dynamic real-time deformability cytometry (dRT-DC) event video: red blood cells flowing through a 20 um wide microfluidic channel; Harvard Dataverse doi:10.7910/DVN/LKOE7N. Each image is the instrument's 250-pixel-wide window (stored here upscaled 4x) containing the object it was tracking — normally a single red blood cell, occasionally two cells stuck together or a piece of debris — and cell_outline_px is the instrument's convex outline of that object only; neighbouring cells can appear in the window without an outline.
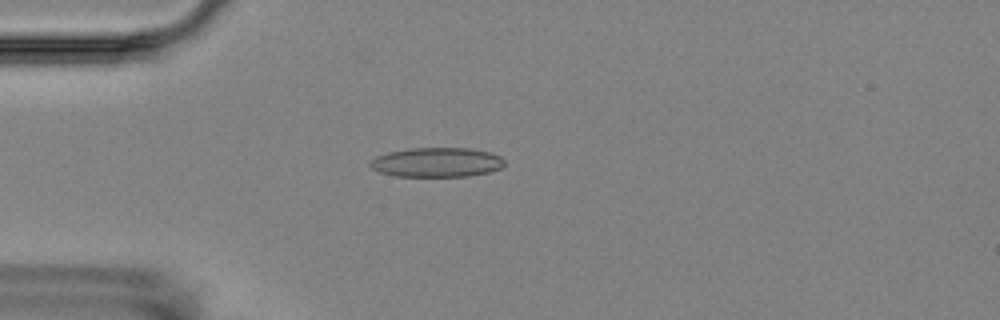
{"species": "Egyptian fruit bat (a non-hibernating species)", "species_latin": "Rousettus aegyptiacus", "temperature_condition": "room temperature", "stored_images_in_passage": 3, "camera_frame_rate_fps": 3000, "um_per_image_px": 0.085, "animal": {"sex": "female"}, "frame": {"image": 1, "passage_image": 3, "time_ms": 3.0, "image_size_px": [1000, 320], "cell_outline_px": [[504, 164], [500, 168], [488, 172], [468, 176], [396, 176], [380, 172], [372, 168], [368, 164], [376, 156], [388, 152], [412, 148], [468, 148], [492, 152], [500, 156], [504, 160]], "centroid_in_image_um": [37.13, 13.79], "position_along_channel_um": 47.9, "area_um2": 23.0}}